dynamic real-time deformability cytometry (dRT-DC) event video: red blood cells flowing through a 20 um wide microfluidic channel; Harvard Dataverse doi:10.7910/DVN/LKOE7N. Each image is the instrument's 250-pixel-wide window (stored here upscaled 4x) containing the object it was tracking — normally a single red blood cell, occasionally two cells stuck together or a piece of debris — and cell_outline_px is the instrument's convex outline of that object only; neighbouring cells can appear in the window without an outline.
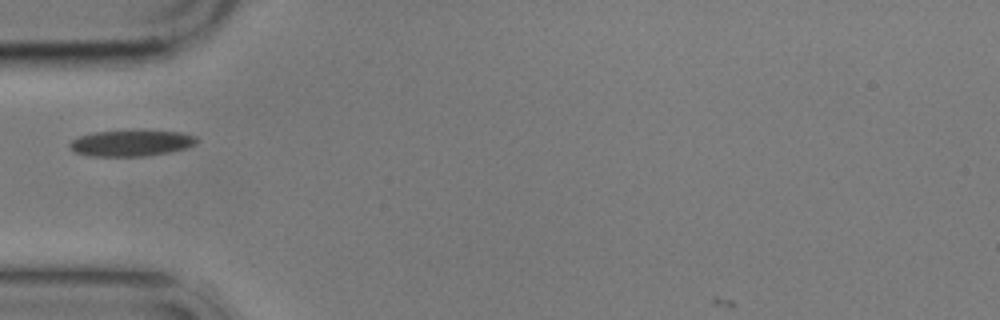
{"species": "common noctule bat (a hibernating species)", "species_latin": "Nyctalus noctula", "temperature_condition": "cold", "stored_images_in_passage": 12, "camera_frame_rate_fps": 3000, "um_per_image_px": 0.085, "animal": {"sex": "male", "body_mass_g": 17.9}, "frame": {"image": 1, "passage_image": 1, "time_ms": 0.0, "image_size_px": [1000, 320], "cell_outline_px": [[200, 140], [196, 144], [188, 148], [168, 152], [144, 156], [88, 156], [76, 152], [68, 148], [68, 144], [72, 140], [80, 136], [92, 132], [132, 128], [184, 132], [196, 136]], "centroid_in_image_um": [11.19, 12.12], "position_along_channel_um": 73.8, "area_um2": 20.35}}
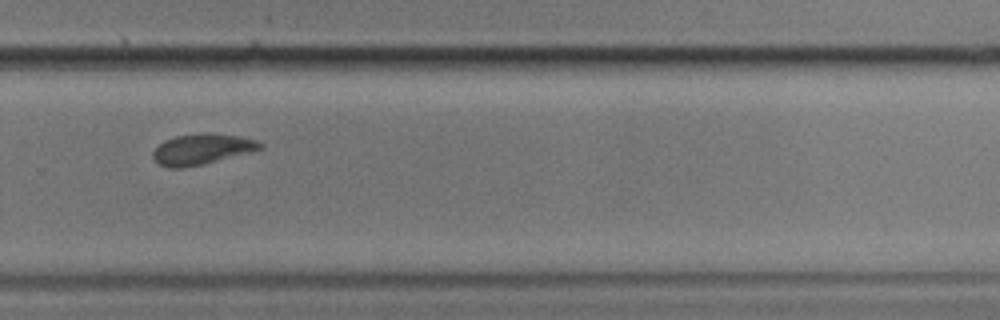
{"frame": {"image": 2, "passage_image": 7, "time_ms": 7.0, "image_size_px": [1000, 320], "cell_outline_px": [[264, 148], [252, 152], [204, 164], [184, 168], [168, 168], [160, 164], [152, 156], [152, 152], [164, 140], [176, 136], [236, 136], [256, 140], [264, 144]], "centroid_in_image_um": [17.17, 12.74], "position_along_channel_um": 312.6, "area_um2": 18.32}}
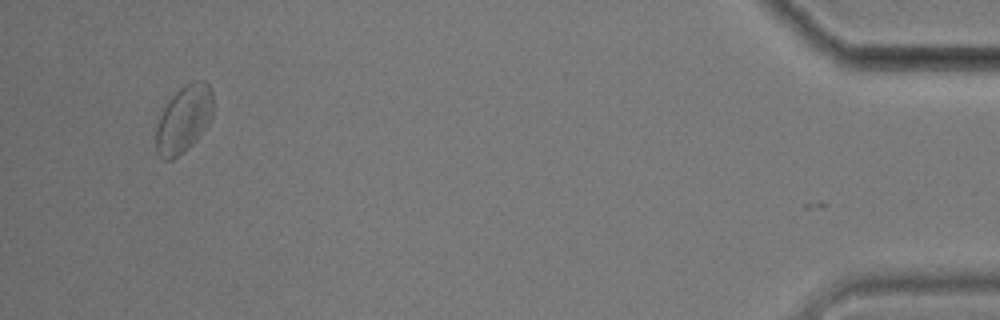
{"frame": {"image": 3, "passage_image": 11, "time_ms": 12.333, "image_size_px": [1000, 320], "cell_outline_px": [[212, 116], [196, 140], [180, 156], [172, 160], [164, 160], [156, 152], [156, 124], [164, 108], [172, 96], [180, 88], [196, 80], [204, 80], [212, 88]], "centroid_in_image_um": [15.61, 10.15], "position_along_channel_um": 419.6, "area_um2": 22.2}}